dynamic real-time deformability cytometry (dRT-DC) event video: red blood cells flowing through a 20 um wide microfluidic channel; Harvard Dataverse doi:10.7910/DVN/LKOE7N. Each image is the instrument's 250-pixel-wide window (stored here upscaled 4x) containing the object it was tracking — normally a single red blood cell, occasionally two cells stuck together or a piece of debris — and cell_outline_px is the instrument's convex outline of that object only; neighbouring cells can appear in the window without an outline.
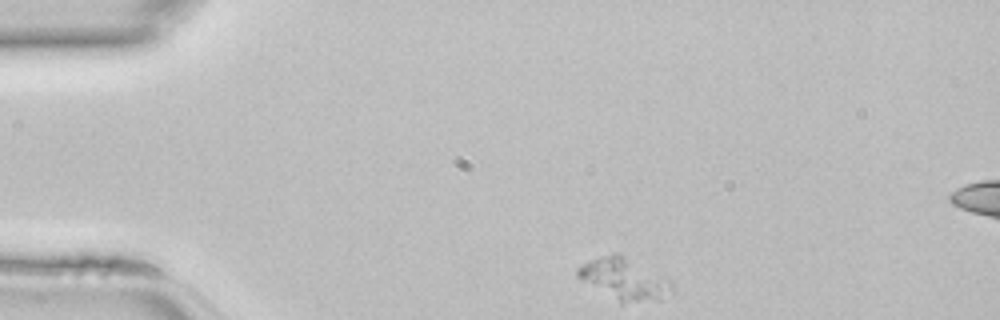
{"species": "common noctule bat (a hibernating species)", "species_latin": "Nyctalus noctula", "temperature_condition": "room temperature", "stored_images_in_passage": 7, "camera_frame_rate_fps": 3000, "um_per_image_px": 0.085, "animal": {"sex": "female", "body_mass_g": 22.7, "forearm_length_mm": 54.2}, "frame": {"image": 1, "passage_image": 1, "time_ms": 0.0, "image_size_px": [1000, 320], "cell_outline_px": [[672, 292], [660, 300], [620, 304], [580, 280], [576, 276], [576, 268], [588, 260], [612, 252], [620, 252], [672, 280]], "centroid_in_image_um": [53.04, 23.71], "position_along_channel_um": 32.0, "area_um2": 23.58}}